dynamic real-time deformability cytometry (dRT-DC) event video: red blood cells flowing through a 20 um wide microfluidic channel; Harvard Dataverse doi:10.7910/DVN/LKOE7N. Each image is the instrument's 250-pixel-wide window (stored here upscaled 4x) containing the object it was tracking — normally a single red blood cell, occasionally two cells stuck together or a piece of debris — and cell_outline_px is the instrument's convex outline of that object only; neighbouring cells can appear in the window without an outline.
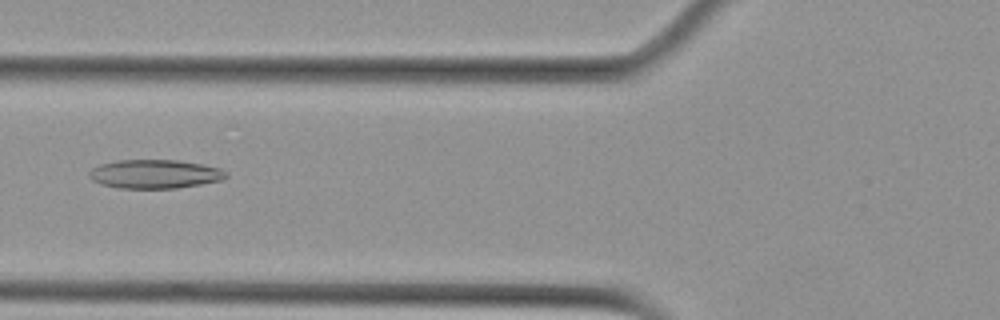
{"species": "Egyptian fruit bat (a non-hibernating species)", "species_latin": "Rousettus aegyptiacus", "temperature_condition": "cold", "stored_images_in_passage": 7, "camera_frame_rate_fps": 3000, "um_per_image_px": 0.085, "animal": {"sex": "female"}, "frame": {"image": 1, "passage_image": 2, "time_ms": 1.333, "image_size_px": [1000, 320], "cell_outline_px": [[228, 176], [220, 180], [200, 184], [176, 188], [116, 188], [100, 184], [92, 180], [88, 176], [88, 172], [92, 168], [100, 164], [116, 160], [180, 160], [204, 164], [220, 168], [228, 172]], "centroid_in_image_um": [13.14, 14.78], "position_along_channel_um": 112.7, "area_um2": 23.18}}
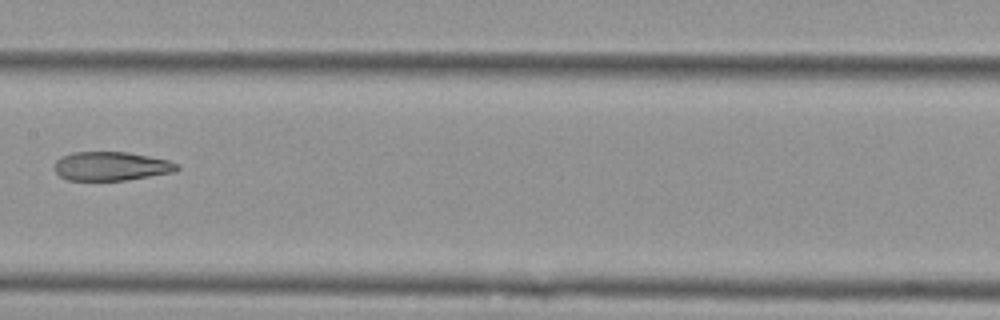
{"frame": {"image": 2, "passage_image": 4, "time_ms": 3.667, "image_size_px": [1000, 320], "cell_outline_px": [[180, 168], [176, 172], [128, 180], [68, 180], [60, 176], [52, 168], [56, 160], [60, 156], [72, 152], [128, 152], [168, 160], [180, 164]], "centroid_in_image_um": [9.46, 14.12], "position_along_channel_um": 197.9, "area_um2": 20.92}}
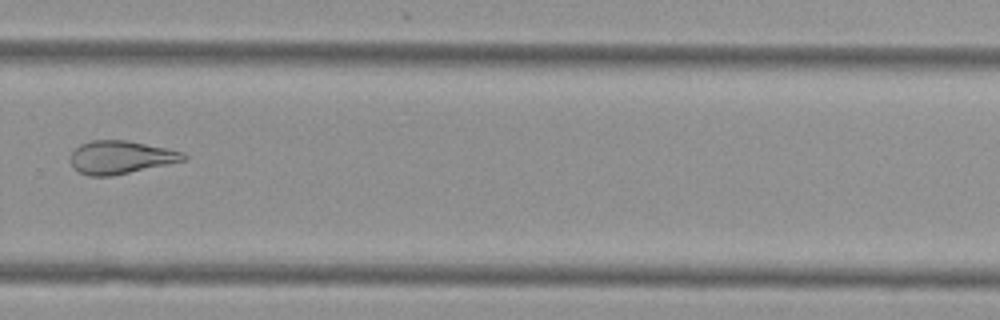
{"frame": {"image": 3, "passage_image": 7, "time_ms": 7.0, "image_size_px": [1000, 320], "cell_outline_px": [[188, 156], [184, 160], [112, 176], [88, 176], [80, 172], [72, 164], [72, 152], [80, 144], [92, 140], [128, 140], [168, 148], [184, 152]], "centroid_in_image_um": [10.28, 13.35], "position_along_channel_um": 319.5, "area_um2": 21.56}}